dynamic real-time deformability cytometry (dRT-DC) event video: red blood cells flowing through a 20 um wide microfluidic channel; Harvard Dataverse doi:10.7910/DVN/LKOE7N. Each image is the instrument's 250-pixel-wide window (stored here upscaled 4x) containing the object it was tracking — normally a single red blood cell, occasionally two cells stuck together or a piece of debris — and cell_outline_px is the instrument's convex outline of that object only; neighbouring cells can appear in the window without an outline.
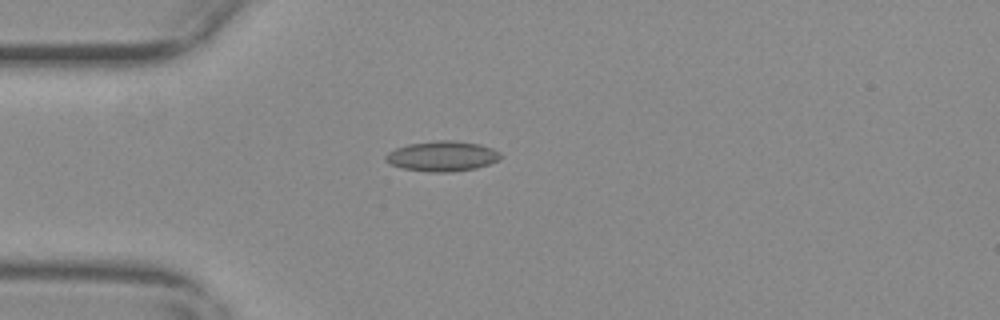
{"species": "common noctule bat (a hibernating species)", "species_latin": "Nyctalus noctula", "temperature_condition": "warm", "stored_images_in_passage": 42, "camera_frame_rate_fps": 3000, "um_per_image_px": 0.085, "animal": {"sex": "female", "body_mass_g": 29.2, "forearm_length_mm": 56.3}, "frame": {"image": 1, "passage_image": 1, "time_ms": 0.0, "image_size_px": [1000, 320], "cell_outline_px": [[500, 160], [476, 168], [452, 172], [428, 172], [404, 168], [388, 164], [384, 160], [384, 156], [388, 152], [396, 148], [408, 144], [440, 140], [456, 140], [480, 144], [492, 148], [500, 152]], "centroid_in_image_um": [37.58, 13.27], "position_along_channel_um": 47.4, "area_um2": 20.35}}
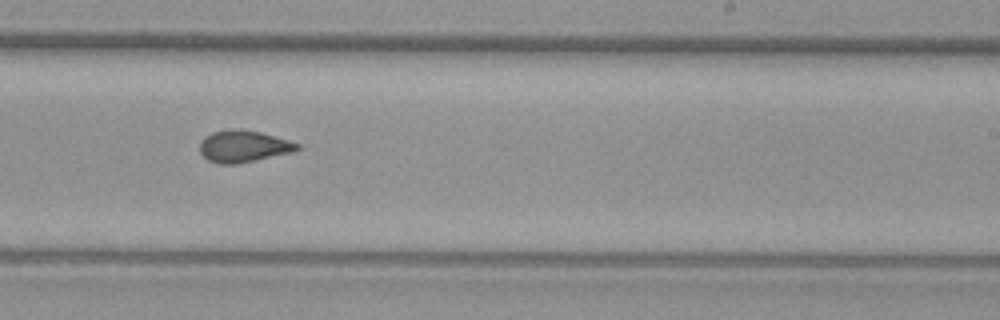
{"frame": {"image": 2, "passage_image": 20, "time_ms": 6.333, "image_size_px": [1000, 320], "cell_outline_px": [[300, 148], [292, 152], [236, 164], [216, 164], [208, 160], [200, 152], [200, 140], [204, 136], [212, 132], [228, 128], [240, 128], [260, 132], [288, 140], [300, 144]], "centroid_in_image_um": [20.65, 12.42], "position_along_channel_um": 268.4, "area_um2": 18.21}}
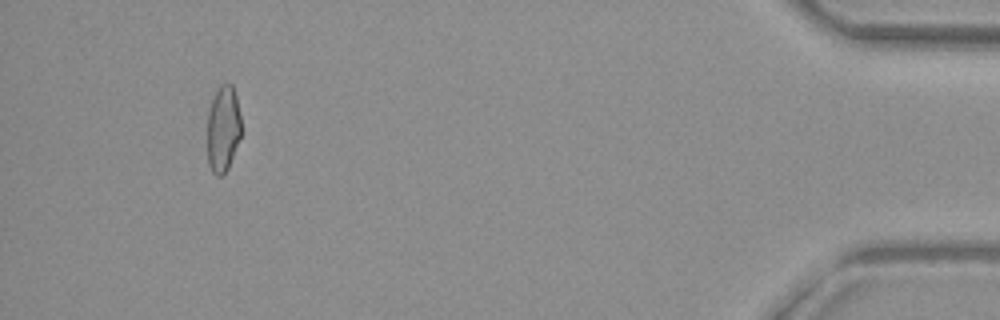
{"frame": {"image": 3, "passage_image": 38, "time_ms": 12.333, "image_size_px": [1000, 320], "cell_outline_px": [[240, 136], [228, 168], [224, 176], [216, 176], [212, 172], [208, 164], [208, 112], [212, 100], [220, 84], [232, 84], [236, 96], [240, 116]], "centroid_in_image_um": [18.95, 10.98], "position_along_channel_um": 416.2, "area_um2": 16.88}, "authors_computed_cell_mechanics": {"area_um2": 17.918, "velocity_mm_per_s": 3.7139, "shape_relaxation_time_tau1_ms": null, "shape_relaxation_time_tau2_ms": 1.6893, "deformation_change_tau1": null, "deformation_change_tau2": 0.0723}}